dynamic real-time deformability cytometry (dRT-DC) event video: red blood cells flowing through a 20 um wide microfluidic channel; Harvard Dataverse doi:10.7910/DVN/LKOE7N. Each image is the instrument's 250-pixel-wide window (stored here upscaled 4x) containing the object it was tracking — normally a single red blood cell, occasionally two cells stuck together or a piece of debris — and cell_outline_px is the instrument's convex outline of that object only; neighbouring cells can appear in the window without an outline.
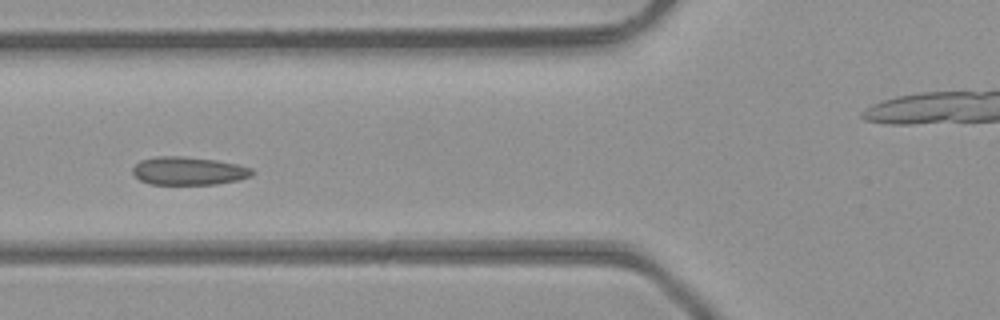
{"species": "common noctule bat (a hibernating species)", "species_latin": "Nyctalus noctula", "temperature_condition": "room temperature", "stored_images_in_passage": 4, "camera_frame_rate_fps": 3000, "um_per_image_px": 0.085, "animal": {"sex": "male", "body_mass_g": 23.1, "forearm_length_mm": 52.7}, "frame": {"image": 1, "passage_image": 4, "time_ms": 1.0, "image_size_px": [1000, 320], "cell_outline_px": [[256, 172], [252, 176], [240, 180], [216, 184], [148, 184], [140, 180], [132, 172], [132, 168], [140, 160], [156, 156], [184, 156], [216, 160], [236, 164], [252, 168]], "centroid_in_image_um": [16.05, 14.52], "position_along_channel_um": 109.8, "area_um2": 19.77}}